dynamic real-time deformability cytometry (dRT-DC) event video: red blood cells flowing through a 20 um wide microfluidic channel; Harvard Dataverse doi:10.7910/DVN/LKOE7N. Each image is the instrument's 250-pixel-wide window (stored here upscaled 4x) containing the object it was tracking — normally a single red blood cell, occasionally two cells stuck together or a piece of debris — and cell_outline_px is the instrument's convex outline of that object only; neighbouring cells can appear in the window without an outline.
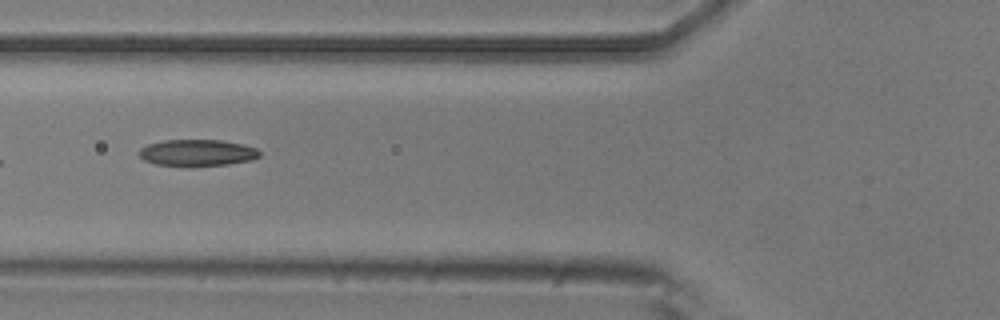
{"species": "common noctule bat (a hibernating species)", "species_latin": "Nyctalus noctula", "temperature_condition": "room temperature", "stored_images_in_passage": 9, "camera_frame_rate_fps": 3000, "um_per_image_px": 0.085, "animal": {"sex": "male", "body_mass_g": 20.5, "forearm_length_mm": 52.5}, "frame": {"image": 1, "passage_image": 6, "time_ms": 1.667, "image_size_px": [1000, 320], "cell_outline_px": [[260, 156], [252, 160], [228, 164], [156, 164], [144, 160], [136, 152], [140, 148], [148, 144], [164, 140], [220, 140], [240, 144], [256, 148], [260, 152]], "centroid_in_image_um": [16.75, 12.95], "position_along_channel_um": 109.0, "area_um2": 18.03}}
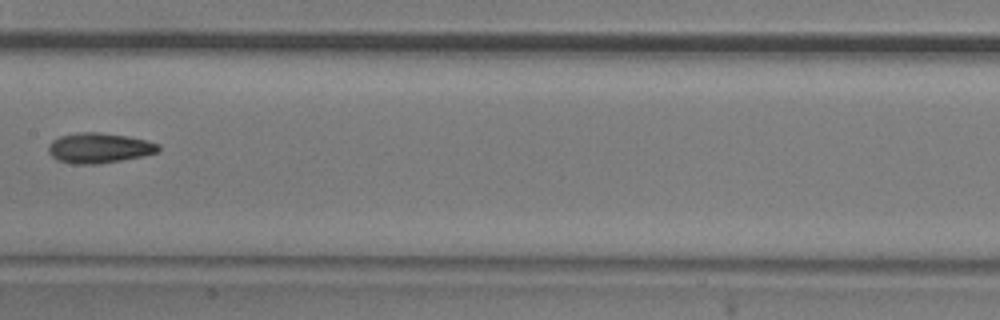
{"frame": {"image": 2, "passage_image": 8, "time_ms": 2.333, "image_size_px": [1000, 320], "cell_outline_px": [[160, 152], [144, 156], [96, 164], [76, 164], [60, 160], [52, 156], [48, 152], [48, 144], [52, 140], [60, 136], [80, 132], [100, 132], [128, 136], [148, 140], [160, 144]], "centroid_in_image_um": [8.47, 12.56], "position_along_channel_um": 198.9, "area_um2": 19.42}}
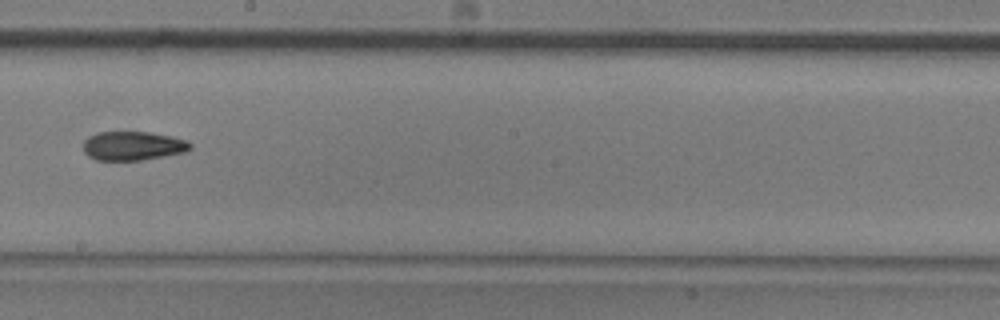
{"frame": {"image": 3, "passage_image": 9, "time_ms": 2.667, "image_size_px": [1000, 320], "cell_outline_px": [[192, 148], [184, 152], [140, 160], [96, 160], [88, 156], [84, 152], [84, 140], [88, 136], [96, 132], [148, 132], [172, 136], [188, 140], [192, 144]], "centroid_in_image_um": [11.29, 12.39], "position_along_channel_um": 236.9, "area_um2": 18.09}}